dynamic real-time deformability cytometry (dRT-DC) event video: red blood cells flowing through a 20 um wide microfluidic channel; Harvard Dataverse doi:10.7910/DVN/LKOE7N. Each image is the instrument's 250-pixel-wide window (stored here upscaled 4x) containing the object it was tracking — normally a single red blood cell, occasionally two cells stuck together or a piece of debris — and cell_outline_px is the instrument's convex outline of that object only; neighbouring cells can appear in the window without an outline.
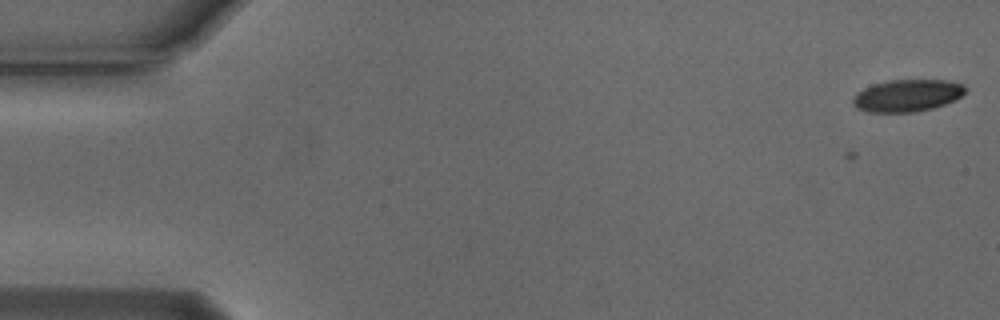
{"species": "Egyptian fruit bat (a non-hibernating species)", "species_latin": "Rousettus aegyptiacus", "temperature_condition": "cold", "stored_images_in_passage": 6, "camera_frame_rate_fps": 3000, "um_per_image_px": 0.085, "animal": {"sex": "male"}, "frame": {"image": 1, "passage_image": 2, "time_ms": 0.333, "image_size_px": [1000, 320], "cell_outline_px": [[968, 88], [956, 100], [932, 108], [916, 112], [868, 112], [856, 108], [852, 104], [852, 100], [856, 92], [872, 84], [888, 80], [948, 80], [964, 84]], "centroid_in_image_um": [77.11, 8.11], "position_along_channel_um": 7.9, "area_um2": 21.27}}
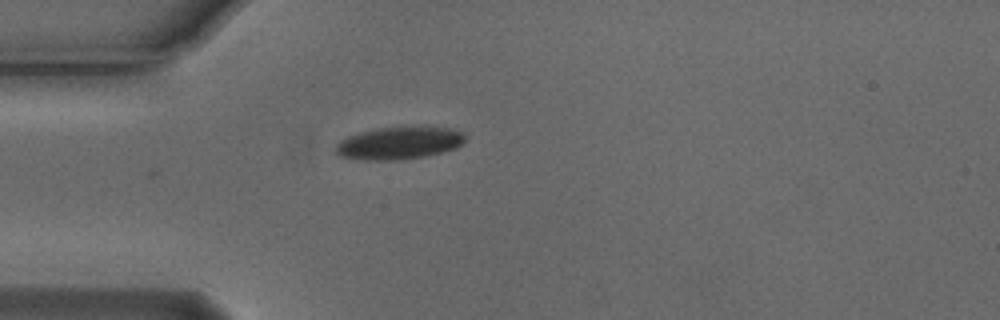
{"frame": {"image": 2, "passage_image": 6, "time_ms": 1.667, "image_size_px": [1000, 320], "cell_outline_px": [[464, 140], [456, 148], [428, 156], [404, 160], [364, 160], [340, 156], [336, 152], [336, 144], [340, 140], [348, 136], [360, 132], [376, 128], [424, 124], [448, 128], [464, 132]], "centroid_in_image_um": [33.96, 12.13], "position_along_channel_um": 51.0, "area_um2": 25.26}}